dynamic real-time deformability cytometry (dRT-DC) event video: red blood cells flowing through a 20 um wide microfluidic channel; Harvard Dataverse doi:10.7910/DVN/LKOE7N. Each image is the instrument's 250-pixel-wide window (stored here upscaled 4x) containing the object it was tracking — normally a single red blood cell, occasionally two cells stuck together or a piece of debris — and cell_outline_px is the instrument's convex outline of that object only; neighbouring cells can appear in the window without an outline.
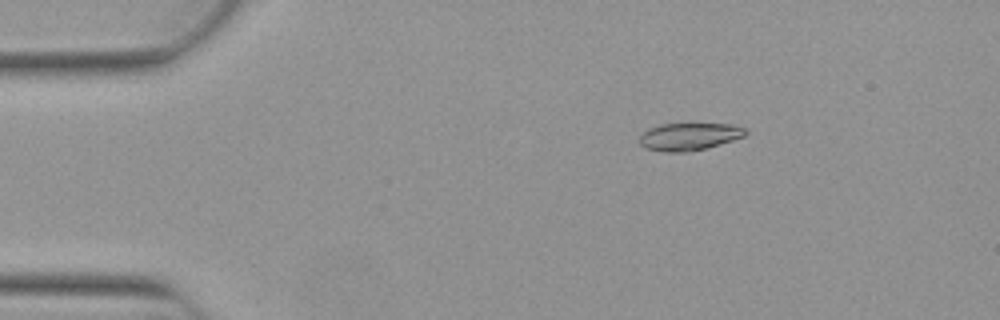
{"species": "Egyptian fruit bat (a non-hibernating species)", "species_latin": "Rousettus aegyptiacus", "temperature_condition": "warm", "stored_images_in_passage": 53, "camera_frame_rate_fps": 3000, "um_per_image_px": 0.085, "animal": {"sex": "female"}, "frame": {"image": 1, "passage_image": 9, "time_ms": 2.667, "image_size_px": [1000, 320], "cell_outline_px": [[748, 132], [744, 136], [732, 140], [704, 148], [688, 152], [664, 152], [644, 148], [640, 144], [640, 136], [648, 128], [660, 124], [732, 124], [744, 128]], "centroid_in_image_um": [58.54, 11.61], "position_along_channel_um": 26.5, "area_um2": 16.82}}
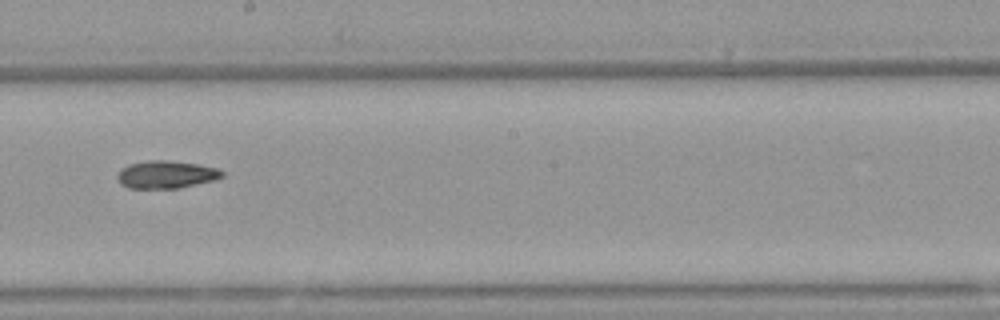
{"frame": {"image": 2, "passage_image": 30, "time_ms": 9.667, "image_size_px": [1000, 320], "cell_outline_px": [[224, 176], [212, 180], [176, 188], [128, 188], [120, 184], [116, 176], [120, 168], [128, 164], [148, 160], [168, 160], [196, 164], [216, 168], [224, 172]], "centroid_in_image_um": [14.05, 14.82], "position_along_channel_um": 234.2, "area_um2": 16.76}}
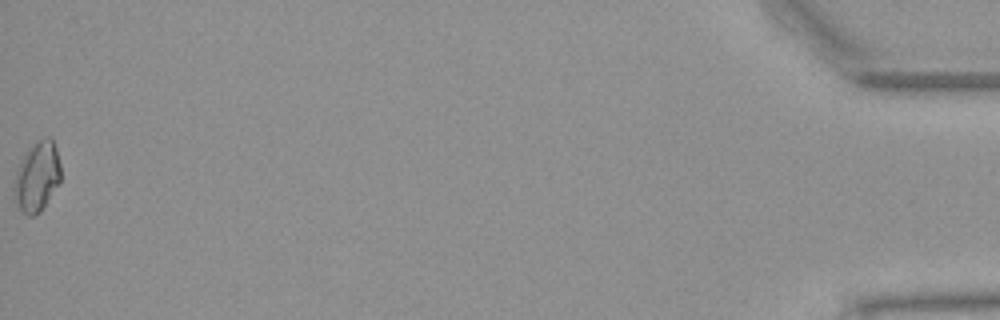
{"frame": {"image": 3, "passage_image": 53, "time_ms": 17.333, "image_size_px": [1000, 320], "cell_outline_px": [[60, 184], [40, 212], [32, 216], [28, 216], [20, 208], [12, 196], [12, 188], [16, 172], [20, 160], [24, 152], [28, 148], [40, 140], [48, 136], [52, 136], [56, 148], [60, 164]], "centroid_in_image_um": [3.14, 15.01], "position_along_channel_um": 432.1, "area_um2": 19.31}, "authors_computed_cell_mechanics": {"area_um2": 16.9354, "velocity_mm_per_s": 3.904, "shape_relaxation_time_tau1_ms": null, "shape_relaxation_time_tau2_ms": 6.7719, "deformation_change_tau1": null, "deformation_change_tau2": 0.1141}}